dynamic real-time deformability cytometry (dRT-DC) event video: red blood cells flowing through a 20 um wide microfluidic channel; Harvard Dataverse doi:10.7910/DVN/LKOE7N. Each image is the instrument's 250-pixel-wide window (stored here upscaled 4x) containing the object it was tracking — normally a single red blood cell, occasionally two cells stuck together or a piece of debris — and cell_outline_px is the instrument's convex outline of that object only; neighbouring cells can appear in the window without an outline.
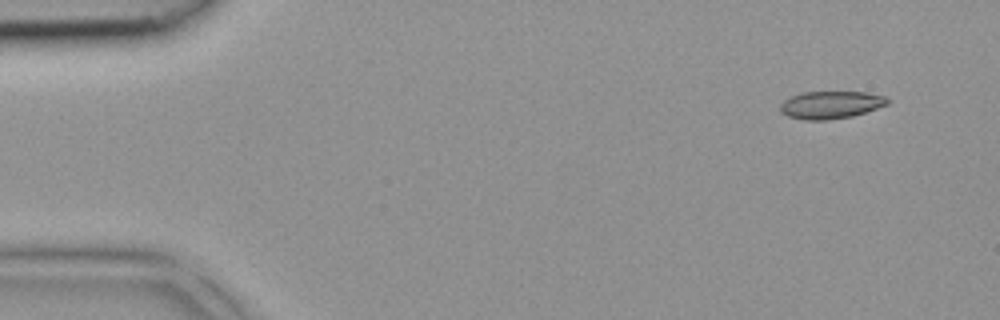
{"species": "common noctule bat (a hibernating species)", "species_latin": "Nyctalus noctula", "temperature_condition": "room temperature", "stored_images_in_passage": 40, "camera_frame_rate_fps": 3000, "um_per_image_px": 0.085, "animal": {"sex": "female", "body_mass_g": 18.4}, "frame": {"image": 1, "passage_image": 1, "time_ms": 0.0, "image_size_px": [1000, 320], "cell_outline_px": [[892, 100], [888, 104], [852, 116], [828, 120], [804, 120], [788, 116], [780, 112], [780, 104], [784, 100], [792, 96], [804, 92], [864, 92], [884, 96]], "centroid_in_image_um": [70.61, 8.91], "position_along_channel_um": 14.4, "area_um2": 17.17}}
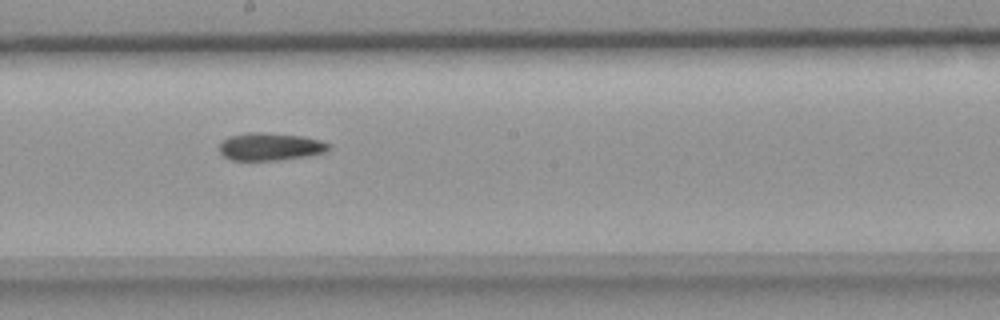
{"frame": {"image": 2, "passage_image": 21, "time_ms": 6.667, "image_size_px": [1000, 320], "cell_outline_px": [[332, 144], [324, 152], [308, 156], [276, 160], [232, 160], [224, 156], [220, 152], [220, 144], [228, 136], [248, 132], [260, 132], [300, 136], [320, 140]], "centroid_in_image_um": [22.96, 12.46], "position_along_channel_um": 225.2, "area_um2": 17.46}}
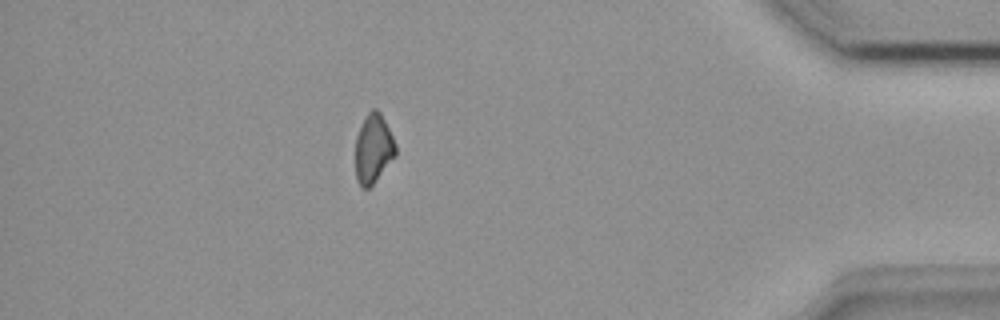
{"frame": {"image": 3, "passage_image": 35, "time_ms": 11.333, "image_size_px": [1000, 320], "cell_outline_px": [[396, 156], [372, 184], [368, 188], [364, 188], [356, 180], [356, 136], [368, 112], [372, 108], [376, 108], [380, 112], [396, 144]], "centroid_in_image_um": [31.74, 12.63], "position_along_channel_um": 403.5, "area_um2": 15.9}}